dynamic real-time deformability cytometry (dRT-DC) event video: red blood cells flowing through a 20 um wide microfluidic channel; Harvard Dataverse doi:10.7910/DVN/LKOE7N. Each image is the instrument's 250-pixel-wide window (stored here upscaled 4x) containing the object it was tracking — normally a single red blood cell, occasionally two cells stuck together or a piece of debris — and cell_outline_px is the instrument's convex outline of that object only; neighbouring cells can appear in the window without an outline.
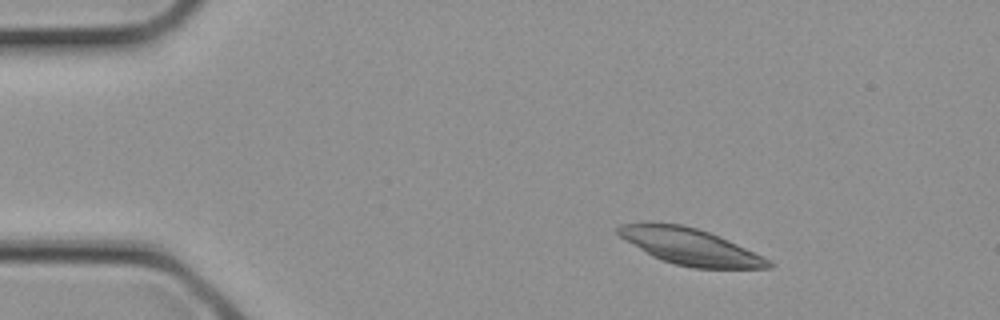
{"species": "common noctule bat (a hibernating species)", "species_latin": "Nyctalus noctula", "temperature_condition": "cold", "stored_images_in_passage": 2, "camera_frame_rate_fps": 3000, "um_per_image_px": 0.085, "animal": {"sex": "female", "body_mass_g": 21.9}, "frame": {"image": 1, "passage_image": 1, "time_ms": 0.0, "image_size_px": [1000, 320], "cell_outline_px": [[772, 268], [692, 268], [660, 260], [652, 256], [620, 236], [616, 232], [616, 228], [620, 224], [680, 224], [696, 228], [720, 236], [768, 260], [772, 264]], "centroid_in_image_um": [58.65, 20.98], "position_along_channel_um": 26.4, "area_um2": 30.92}}